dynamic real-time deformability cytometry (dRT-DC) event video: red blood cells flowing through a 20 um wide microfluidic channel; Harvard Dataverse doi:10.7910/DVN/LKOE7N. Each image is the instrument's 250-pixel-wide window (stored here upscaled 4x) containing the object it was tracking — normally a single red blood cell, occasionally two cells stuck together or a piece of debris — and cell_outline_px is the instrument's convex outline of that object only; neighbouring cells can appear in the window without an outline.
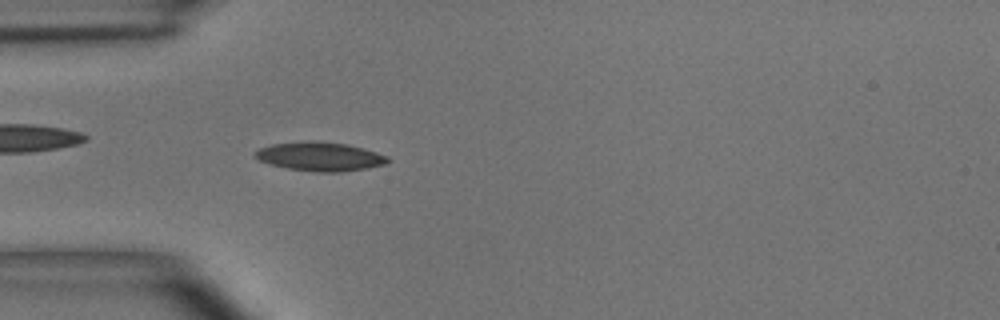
{"species": "common noctule bat (a hibernating species)", "species_latin": "Nyctalus noctula", "temperature_condition": "room temperature", "stored_images_in_passage": 5, "camera_frame_rate_fps": 3000, "um_per_image_px": 0.085, "animal": {"sex": "male", "body_mass_g": 15.6}, "frame": {"image": 1, "passage_image": 5, "time_ms": 4.667, "image_size_px": [1000, 320], "cell_outline_px": [[392, 160], [388, 164], [368, 168], [340, 172], [316, 172], [288, 168], [272, 164], [260, 160], [252, 156], [252, 152], [260, 148], [272, 144], [308, 140], [316, 140], [348, 144], [364, 148], [388, 156]], "centroid_in_image_um": [27.23, 13.29], "position_along_channel_um": 57.8, "area_um2": 22.66}}